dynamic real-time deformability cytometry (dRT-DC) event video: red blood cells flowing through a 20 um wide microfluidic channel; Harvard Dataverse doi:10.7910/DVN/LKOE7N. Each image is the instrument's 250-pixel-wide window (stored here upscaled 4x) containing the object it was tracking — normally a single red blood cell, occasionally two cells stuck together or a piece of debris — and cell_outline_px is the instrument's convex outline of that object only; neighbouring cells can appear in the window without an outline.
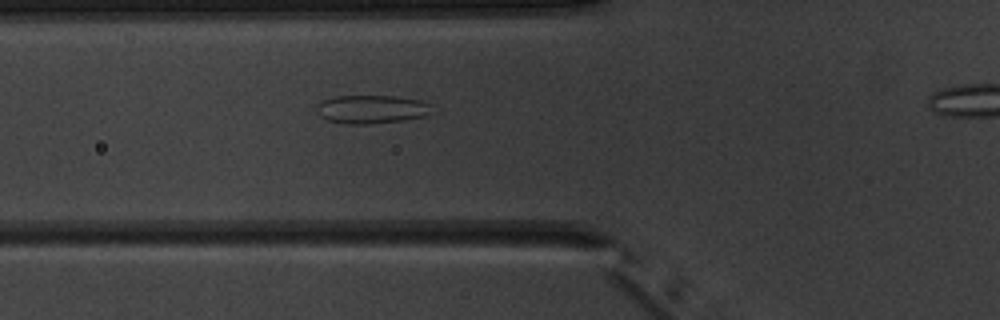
{"species": "common noctule bat (a hibernating species)", "species_latin": "Nyctalus noctula", "temperature_condition": "warm", "stored_images_in_passage": 6, "camera_frame_rate_fps": 3000, "um_per_image_px": 0.085, "animal": {"sex": "male", "body_mass_g": 20.1, "forearm_length_mm": 53.5}, "frame": {"image": 1, "passage_image": 5, "time_ms": 6.333, "image_size_px": [1000, 320], "cell_outline_px": [[436, 112], [424, 116], [404, 120], [368, 124], [348, 124], [328, 120], [320, 116], [316, 108], [324, 100], [332, 96], [392, 96], [420, 100], [432, 104]], "centroid_in_image_um": [31.66, 9.29], "position_along_channel_um": 94.1, "area_um2": 19.19}}